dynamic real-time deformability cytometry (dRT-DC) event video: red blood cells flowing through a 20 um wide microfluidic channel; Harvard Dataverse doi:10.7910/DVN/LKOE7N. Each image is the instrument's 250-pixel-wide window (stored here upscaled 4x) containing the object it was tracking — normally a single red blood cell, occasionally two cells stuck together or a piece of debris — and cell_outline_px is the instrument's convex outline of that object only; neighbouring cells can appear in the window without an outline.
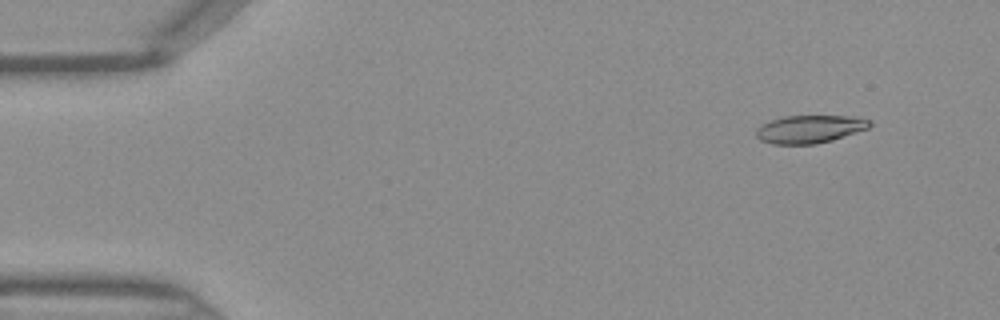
{"species": "Egyptian fruit bat (a non-hibernating species)", "species_latin": "Rousettus aegyptiacus", "temperature_condition": "warm", "stored_images_in_passage": 45, "camera_frame_rate_fps": 3000, "um_per_image_px": 0.085, "frame": {"image": 1, "passage_image": 4, "time_ms": 1.0, "image_size_px": [1000, 320], "cell_outline_px": [[872, 124], [868, 128], [832, 140], [816, 144], [772, 144], [760, 140], [756, 136], [756, 128], [772, 120], [784, 116], [852, 116], [872, 120]], "centroid_in_image_um": [68.83, 10.97], "position_along_channel_um": 16.2, "area_um2": 18.38}}
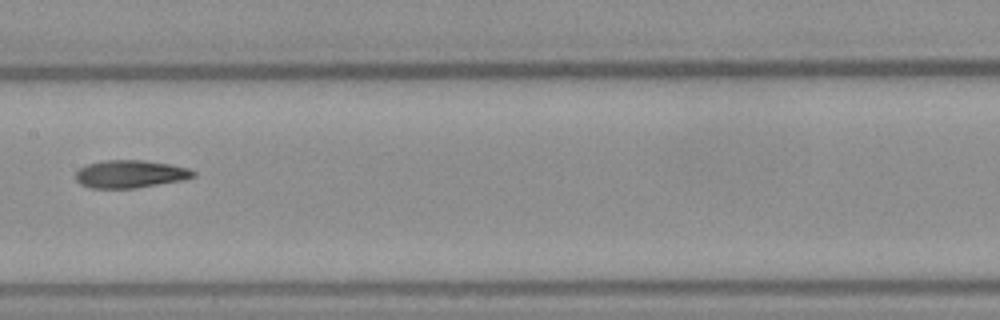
{"frame": {"image": 2, "passage_image": 23, "time_ms": 7.333, "image_size_px": [1000, 320], "cell_outline_px": [[196, 176], [180, 180], [136, 188], [92, 188], [80, 184], [76, 180], [76, 172], [80, 168], [88, 164], [104, 160], [144, 160], [172, 164], [188, 168], [196, 172]], "centroid_in_image_um": [11.07, 14.78], "position_along_channel_um": 196.3, "area_um2": 18.96}}
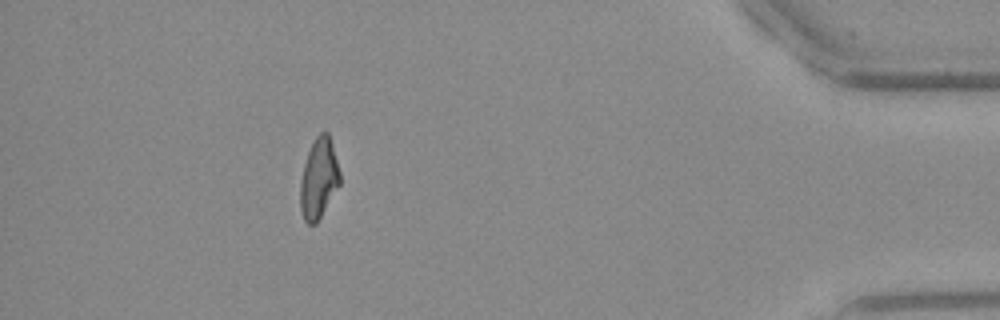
{"frame": {"image": 3, "passage_image": 41, "time_ms": 13.333, "image_size_px": [1000, 320], "cell_outline_px": [[340, 184], [316, 224], [308, 224], [304, 220], [300, 208], [300, 180], [304, 164], [308, 152], [316, 136], [320, 132], [328, 132], [332, 144], [340, 172]], "centroid_in_image_um": [27.09, 15.18], "position_along_channel_um": 408.1, "area_um2": 18.44}}